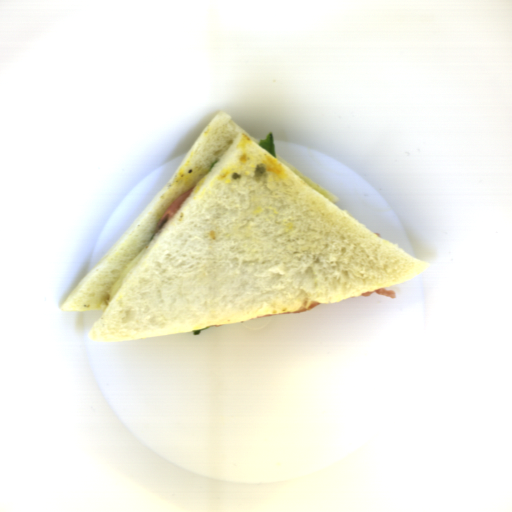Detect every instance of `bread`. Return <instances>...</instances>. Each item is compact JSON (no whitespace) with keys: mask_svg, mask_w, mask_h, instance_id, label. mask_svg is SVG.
Segmentation results:
<instances>
[{"mask_svg":"<svg viewBox=\"0 0 512 512\" xmlns=\"http://www.w3.org/2000/svg\"><path fill=\"white\" fill-rule=\"evenodd\" d=\"M338 201L216 112L60 310H102L87 338L129 342L332 304L427 270Z\"/></svg>","mask_w":512,"mask_h":512,"instance_id":"1","label":"bread"}]
</instances>
